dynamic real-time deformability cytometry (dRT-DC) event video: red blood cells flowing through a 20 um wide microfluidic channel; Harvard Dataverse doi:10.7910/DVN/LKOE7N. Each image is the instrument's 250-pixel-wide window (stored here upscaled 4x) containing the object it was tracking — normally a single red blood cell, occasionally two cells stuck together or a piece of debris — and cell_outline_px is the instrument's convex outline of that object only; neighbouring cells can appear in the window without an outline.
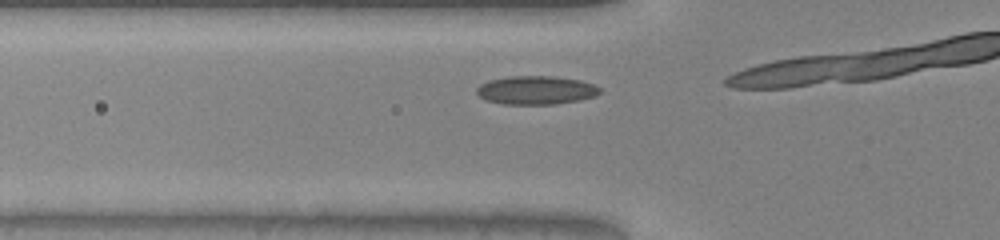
{"species": "common noctule bat (a hibernating species)", "species_latin": "Nyctalus noctula", "temperature_condition": "warm", "stored_images_in_passage": 6, "camera_frame_rate_fps": 3000, "um_per_image_px": 0.085, "animal": {"sex": "male", "body_mass_g": 20.0, "forearm_length_mm": 53.3}, "frame": {"image": 1, "passage_image": 3, "time_ms": 0.667, "image_size_px": [1000, 240], "cell_outline_px": [[600, 92], [596, 96], [580, 100], [556, 104], [504, 104], [484, 100], [476, 92], [476, 88], [480, 84], [488, 80], [508, 76], [552, 76], [580, 80], [592, 84], [600, 88]], "centroid_in_image_um": [45.54, 7.66], "position_along_channel_um": 80.3, "area_um2": 20.58}}